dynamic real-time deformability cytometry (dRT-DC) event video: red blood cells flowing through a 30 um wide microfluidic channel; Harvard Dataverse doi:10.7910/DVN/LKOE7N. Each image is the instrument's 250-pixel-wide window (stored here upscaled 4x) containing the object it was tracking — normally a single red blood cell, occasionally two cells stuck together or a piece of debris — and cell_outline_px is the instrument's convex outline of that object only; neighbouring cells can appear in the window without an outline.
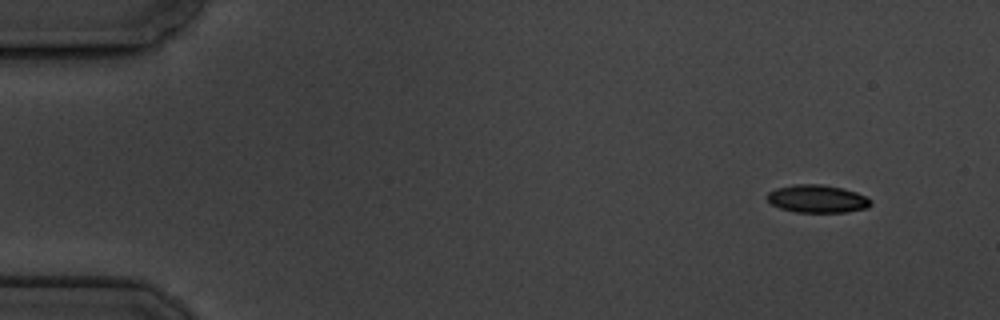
{"species": "common noctule bat (a hibernating species)", "species_latin": "Nyctalus noctula", "temperature_condition": "cold", "stored_images_in_passage": 9, "camera_frame_rate_fps": 3000, "um_per_image_px": 0.085, "animal": {"sex": "male", "body_mass_g": 19.5, "forearm_length_mm": 54.6}, "frame": {"image": 1, "passage_image": 1, "time_ms": 0.0, "image_size_px": [1000, 320], "cell_outline_px": [[872, 204], [868, 208], [844, 212], [796, 212], [780, 208], [772, 204], [764, 196], [768, 192], [776, 188], [792, 184], [820, 184], [844, 188], [856, 192], [872, 200]], "centroid_in_image_um": [69.45, 16.89], "position_along_channel_um": 15.5, "area_um2": 16.94}}
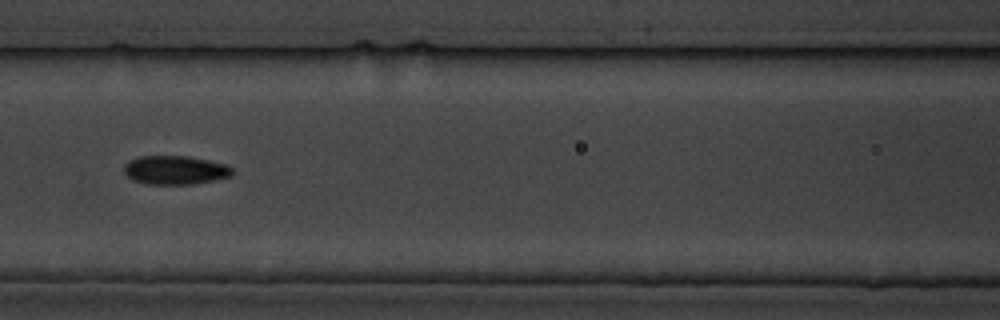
{"frame": {"image": 2, "passage_image": 7, "time_ms": 7.0, "image_size_px": [1000, 320], "cell_outline_px": [[236, 172], [232, 176], [192, 184], [148, 184], [132, 180], [124, 172], [124, 164], [128, 160], [136, 156], [188, 156], [228, 164]], "centroid_in_image_um": [14.9, 14.44], "position_along_channel_um": 151.7, "area_um2": 18.38}}
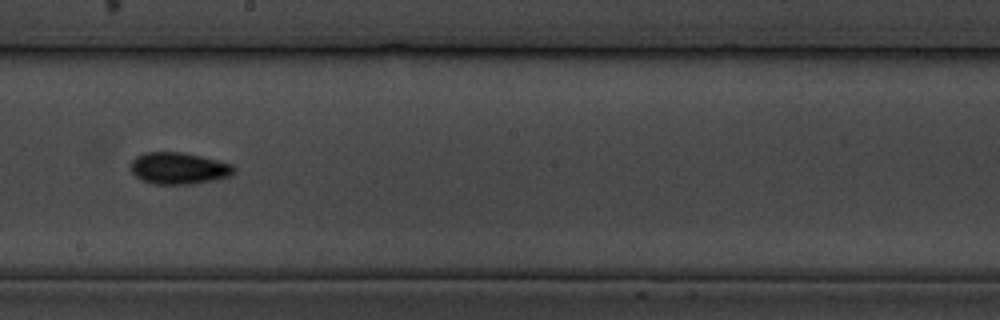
{"frame": {"image": 3, "passage_image": 9, "time_ms": 9.333, "image_size_px": [1000, 320], "cell_outline_px": [[236, 172], [232, 176], [216, 180], [192, 184], [152, 184], [140, 180], [128, 168], [128, 164], [136, 156], [144, 152], [180, 152], [200, 156], [232, 164], [236, 168]], "centroid_in_image_um": [15.17, 14.31], "position_along_channel_um": 233.0, "area_um2": 19.48}}